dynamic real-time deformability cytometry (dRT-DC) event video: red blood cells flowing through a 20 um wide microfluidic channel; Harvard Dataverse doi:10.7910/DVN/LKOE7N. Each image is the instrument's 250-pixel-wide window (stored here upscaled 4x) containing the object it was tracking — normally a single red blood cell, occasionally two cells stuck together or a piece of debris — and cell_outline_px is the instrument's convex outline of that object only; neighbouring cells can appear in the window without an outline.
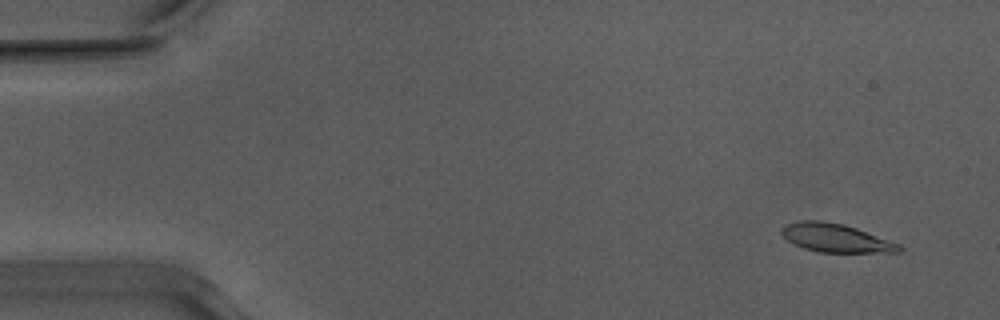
{"species": "Egyptian fruit bat (a non-hibernating species)", "species_latin": "Rousettus aegyptiacus", "temperature_condition": "warm", "stored_images_in_passage": 53, "camera_frame_rate_fps": 3000, "um_per_image_px": 0.085, "animal": {"sex": "male"}, "frame": {"image": 1, "passage_image": 4, "time_ms": 1.0, "image_size_px": [1000, 320], "cell_outline_px": [[904, 248], [900, 252], [820, 252], [804, 248], [788, 240], [780, 232], [780, 228], [788, 224], [800, 220], [820, 220], [844, 224], [856, 228], [900, 244]], "centroid_in_image_um": [71.05, 20.22], "position_along_channel_um": 14.0, "area_um2": 19.31}}
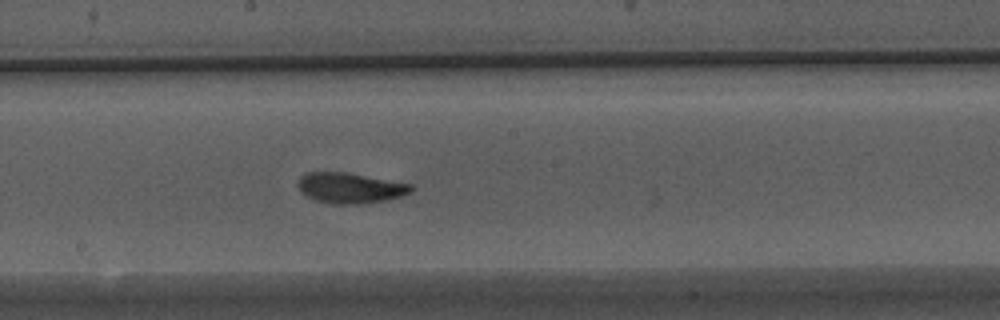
{"frame": {"image": 2, "passage_image": 29, "time_ms": 9.333, "image_size_px": [1000, 320], "cell_outline_px": [[412, 192], [400, 196], [384, 200], [364, 204], [336, 204], [316, 200], [300, 192], [296, 184], [300, 176], [308, 172], [344, 172], [412, 184]], "centroid_in_image_um": [29.73, 15.97], "position_along_channel_um": 218.5, "area_um2": 20.0}}
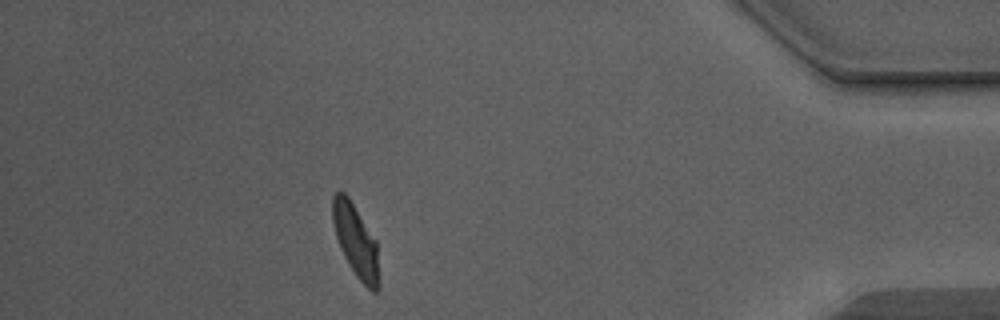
{"frame": {"image": 3, "passage_image": 47, "time_ms": 15.333, "image_size_px": [1000, 320], "cell_outline_px": [[380, 284], [376, 292], [372, 292], [356, 276], [344, 256], [340, 248], [336, 236], [332, 220], [332, 196], [336, 192], [344, 192], [348, 196], [376, 240], [380, 280]], "centroid_in_image_um": [30.25, 20.49], "position_along_channel_um": 405.0, "area_um2": 19.59}, "authors_computed_cell_mechanics": {"area_um2": 19.8832, "velocity_mm_per_s": 3.9308, "shape_relaxation_time_tau1_ms": 3.5334, "shape_relaxation_time_tau2_ms": 1.4126, "deformation_change_tau1": 0.166, "deformation_change_tau2": 0.0836}}